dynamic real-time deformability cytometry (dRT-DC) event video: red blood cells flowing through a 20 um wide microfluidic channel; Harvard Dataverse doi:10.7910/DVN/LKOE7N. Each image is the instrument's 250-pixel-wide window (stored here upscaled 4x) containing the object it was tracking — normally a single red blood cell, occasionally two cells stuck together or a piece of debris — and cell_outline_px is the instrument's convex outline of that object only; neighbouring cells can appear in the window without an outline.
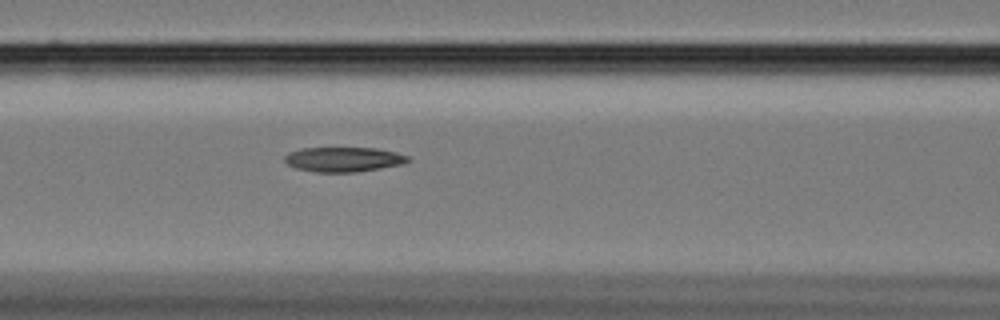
{"species": "Egyptian fruit bat (a non-hibernating species)", "species_latin": "Rousettus aegyptiacus", "temperature_condition": "cold", "stored_images_in_passage": 59, "camera_frame_rate_fps": 3000, "um_per_image_px": 0.085, "animal": {"sex": "female"}, "frame": {"image": 1, "passage_image": 25, "time_ms": 8.0, "image_size_px": [1000, 320], "cell_outline_px": [[412, 160], [400, 164], [380, 168], [356, 172], [316, 172], [296, 168], [288, 164], [284, 160], [284, 156], [288, 152], [300, 148], [376, 148], [396, 152], [408, 156]], "centroid_in_image_um": [29.18, 13.54], "position_along_channel_um": 137.4, "area_um2": 17.74}}
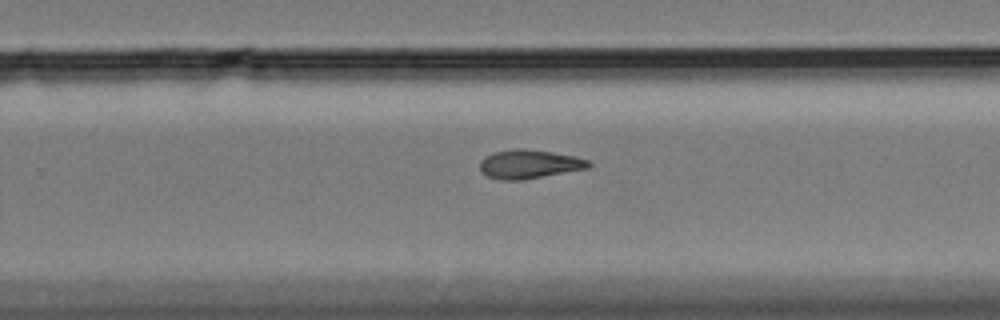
{"frame": {"image": 2, "passage_image": 38, "time_ms": 12.333, "image_size_px": [1000, 320], "cell_outline_px": [[592, 164], [588, 168], [524, 180], [500, 180], [488, 176], [480, 172], [480, 160], [484, 156], [496, 152], [512, 148], [524, 148], [552, 152], [576, 156], [588, 160]], "centroid_in_image_um": [44.97, 13.95], "position_along_channel_um": 284.8, "area_um2": 18.44}}
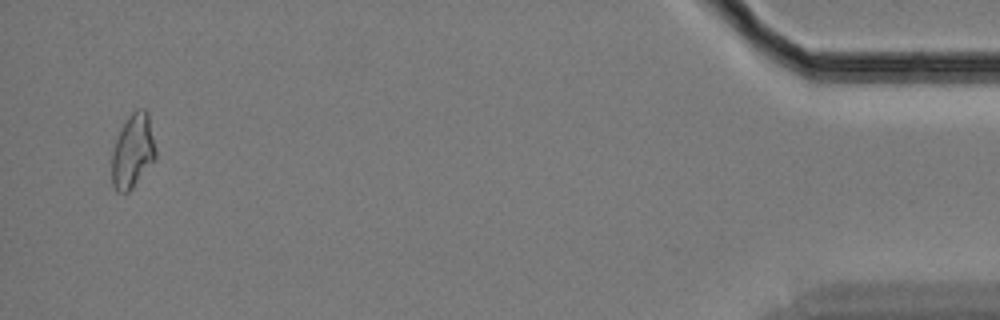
{"frame": {"image": 3, "passage_image": 57, "time_ms": 18.667, "image_size_px": [1000, 320], "cell_outline_px": [[156, 156], [132, 188], [128, 192], [116, 192], [112, 184], [112, 152], [120, 128], [124, 120], [136, 108], [144, 108], [148, 112], [156, 148]], "centroid_in_image_um": [11.28, 12.8], "position_along_channel_um": 423.9, "area_um2": 18.9}, "authors_computed_cell_mechanics": {"area_um2": 18.3804, "velocity_mm_per_s": 3.4101, "shape_relaxation_time_tau1_ms": null, "shape_relaxation_time_tau2_ms": 9.7846, "deformation_change_tau1": null, "deformation_change_tau2": 0.1755}}